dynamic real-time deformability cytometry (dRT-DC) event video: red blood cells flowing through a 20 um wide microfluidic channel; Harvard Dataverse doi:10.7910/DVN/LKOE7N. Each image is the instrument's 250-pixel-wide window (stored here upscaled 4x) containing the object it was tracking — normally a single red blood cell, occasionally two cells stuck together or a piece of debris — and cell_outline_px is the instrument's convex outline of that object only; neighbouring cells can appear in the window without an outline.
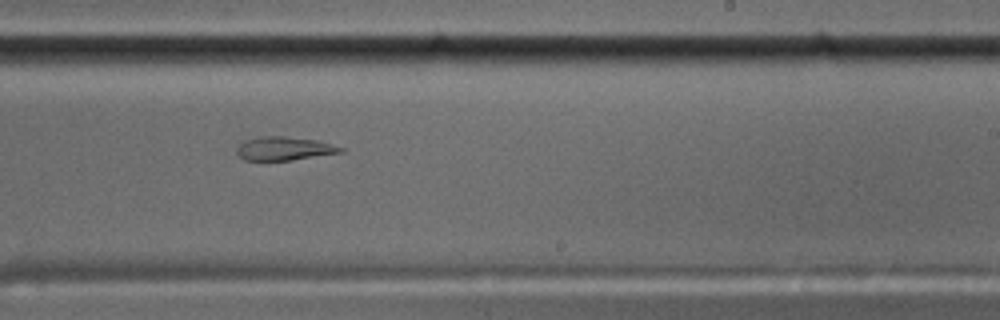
{"species": "common noctule bat (a hibernating species)", "species_latin": "Nyctalus noctula", "temperature_condition": "cold", "stored_images_in_passage": 9, "camera_frame_rate_fps": 3000, "um_per_image_px": 0.085, "animal": {"sex": "male", "body_mass_g": 17.5, "forearm_length_mm": 52.3}, "frame": {"image": 1, "passage_image": 6, "time_ms": 5.667, "image_size_px": [1000, 320], "cell_outline_px": [[344, 152], [292, 160], [244, 160], [236, 152], [236, 148], [244, 140], [264, 136], [284, 136], [316, 140], [332, 144], [344, 148]], "centroid_in_image_um": [24.16, 12.63], "position_along_channel_um": 264.8, "area_um2": 14.22}}
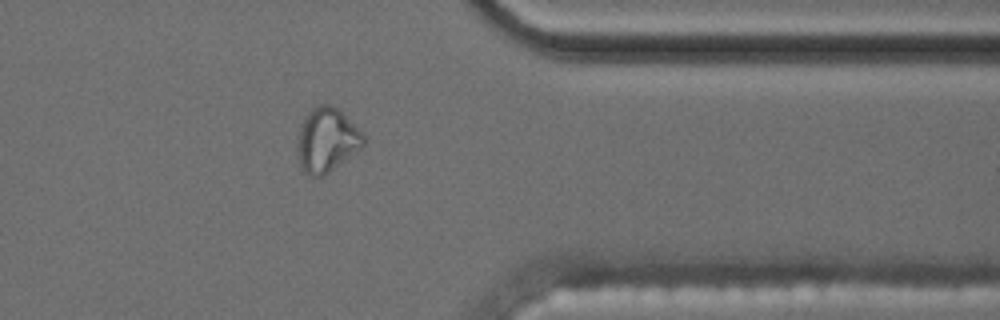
{"frame": {"image": 2, "passage_image": 9, "time_ms": 9.333, "image_size_px": [1000, 320], "cell_outline_px": [[368, 140], [360, 148], [324, 176], [308, 176], [304, 172], [300, 164], [296, 148], [296, 136], [308, 112], [312, 108], [320, 104], [332, 104]], "centroid_in_image_um": [27.73, 11.92], "position_along_channel_um": 383.7, "area_um2": 24.39}}